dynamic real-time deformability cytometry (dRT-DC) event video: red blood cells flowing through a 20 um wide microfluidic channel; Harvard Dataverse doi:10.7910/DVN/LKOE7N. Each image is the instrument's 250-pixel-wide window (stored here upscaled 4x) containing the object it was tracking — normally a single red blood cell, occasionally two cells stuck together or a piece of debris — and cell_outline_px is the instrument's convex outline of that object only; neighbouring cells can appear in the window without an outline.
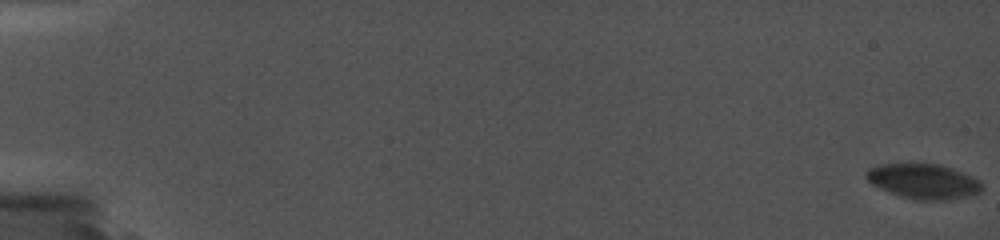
{"species": "common noctule bat (a hibernating species)", "species_latin": "Nyctalus noctula", "temperature_condition": "cold", "stored_images_in_passage": 35, "camera_frame_rate_fps": 5000, "um_per_image_px": 0.085, "animal": {"sex": "female", "body_mass_g": 19.0, "forearm_length_mm": 56.7}, "frame": {"image": 1, "passage_image": 1, "time_ms": 0.0, "image_size_px": [1000, 240], "cell_outline_px": [[984, 188], [980, 192], [968, 196], [944, 200], [916, 200], [900, 196], [880, 188], [872, 184], [864, 176], [864, 172], [868, 168], [880, 164], [940, 164], [952, 168], [972, 176], [980, 180]], "centroid_in_image_um": [78.49, 15.41], "position_along_channel_um": 6.5, "area_um2": 23.64}}
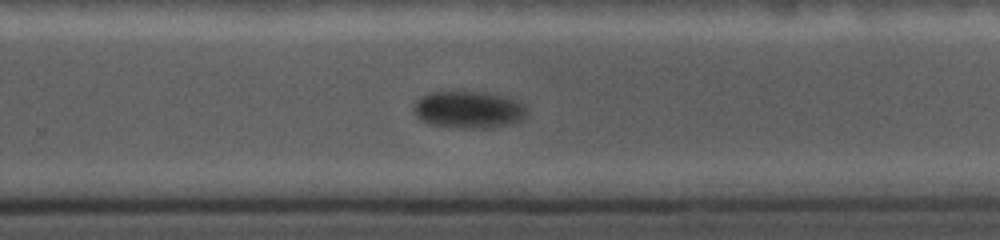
{"frame": {"image": 2, "passage_image": 26, "time_ms": 14.0, "image_size_px": [1000, 240], "cell_outline_px": [[528, 116], [524, 120], [508, 124], [488, 128], [460, 128], [432, 124], [416, 116], [412, 108], [412, 104], [416, 100], [428, 92], [488, 92], [516, 100], [524, 104], [528, 108]], "centroid_in_image_um": [39.87, 9.32], "position_along_channel_um": 289.9, "area_um2": 24.68}}
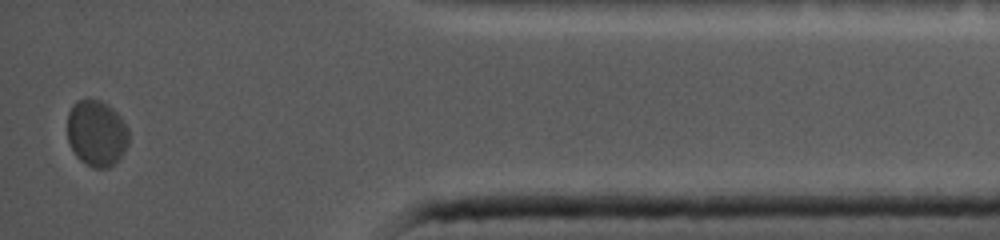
{"frame": {"image": 3, "passage_image": 35, "time_ms": 18.6, "image_size_px": [1000, 240], "cell_outline_px": [[128, 144], [124, 152], [108, 168], [96, 168], [80, 160], [76, 156], [68, 140], [68, 112], [72, 104], [80, 100], [100, 100], [108, 104], [120, 116], [128, 128]], "centroid_in_image_um": [8.21, 11.31], "position_along_channel_um": 427.0, "area_um2": 23.47}, "authors_computed_cell_mechanics": {"area_um2": 24.6806, "velocity_mm_per_s": 3.4905, "shape_relaxation_time_tau1_ms": 0.6103, "shape_relaxation_time_tau2_ms": null, "deformation_change_tau1": 0.0232, "deformation_change_tau2": null}}